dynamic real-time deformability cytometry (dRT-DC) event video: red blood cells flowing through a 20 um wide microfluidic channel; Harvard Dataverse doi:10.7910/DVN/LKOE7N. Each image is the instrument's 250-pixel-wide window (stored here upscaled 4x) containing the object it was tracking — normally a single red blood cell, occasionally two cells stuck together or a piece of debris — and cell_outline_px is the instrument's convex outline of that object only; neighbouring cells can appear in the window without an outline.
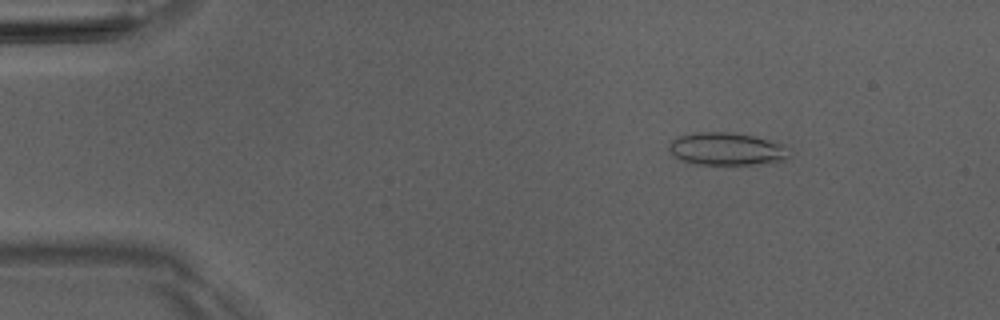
{"species": "Egyptian fruit bat (a non-hibernating species)", "species_latin": "Rousettus aegyptiacus", "temperature_condition": "room temperature", "stored_images_in_passage": 6, "camera_frame_rate_fps": 3000, "um_per_image_px": 0.085, "animal": {"sex": "male"}, "frame": {"image": 1, "passage_image": 2, "time_ms": 1.333, "image_size_px": [1000, 320], "cell_outline_px": [[788, 156], [784, 160], [776, 164], [696, 164], [680, 160], [672, 156], [668, 148], [668, 144], [676, 136], [696, 132], [732, 132], [756, 136], [784, 144]], "centroid_in_image_um": [61.74, 12.66], "position_along_channel_um": 23.3, "area_um2": 23.29}}